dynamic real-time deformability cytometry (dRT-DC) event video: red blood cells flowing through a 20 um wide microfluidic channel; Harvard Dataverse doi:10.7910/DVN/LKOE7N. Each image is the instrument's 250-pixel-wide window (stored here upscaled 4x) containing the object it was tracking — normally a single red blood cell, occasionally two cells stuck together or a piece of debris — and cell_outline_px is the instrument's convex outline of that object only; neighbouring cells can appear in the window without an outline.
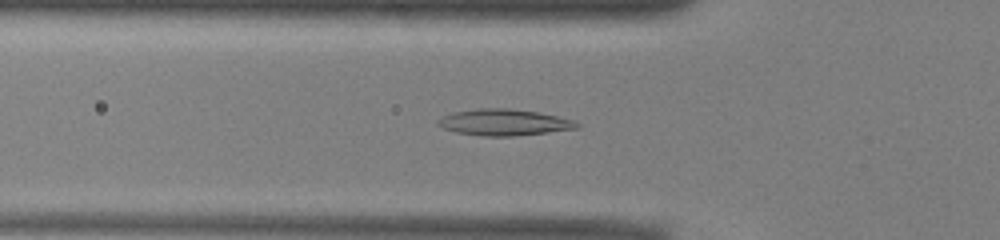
{"species": "common noctule bat (a hibernating species)", "species_latin": "Nyctalus noctula", "temperature_condition": "warm", "stored_images_in_passage": 39, "camera_frame_rate_fps": 3000, "um_per_image_px": 0.085, "animal": {"sex": "male", "body_mass_g": 13.0, "forearm_length_mm": 53.1}, "frame": {"image": 1, "passage_image": 5, "time_ms": 1.333, "image_size_px": [1000, 240], "cell_outline_px": [[580, 128], [548, 132], [512, 136], [484, 136], [456, 132], [444, 128], [436, 124], [436, 120], [452, 112], [480, 108], [508, 108], [540, 112], [572, 120], [580, 124]], "centroid_in_image_um": [42.83, 10.39], "position_along_channel_um": 83.0, "area_um2": 21.27}}
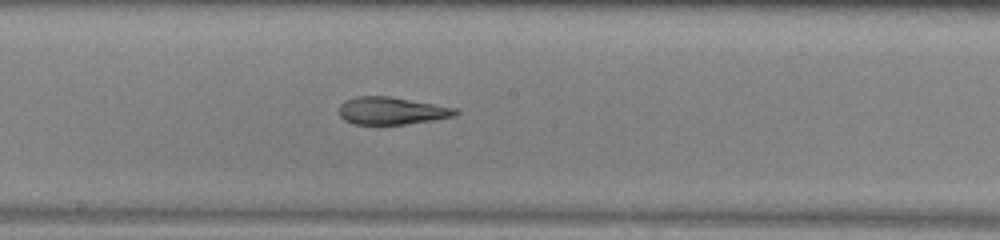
{"frame": {"image": 2, "passage_image": 15, "time_ms": 4.667, "image_size_px": [1000, 240], "cell_outline_px": [[460, 112], [456, 116], [432, 120], [404, 124], [352, 124], [344, 120], [340, 116], [340, 104], [344, 100], [356, 96], [392, 96], [456, 108]], "centroid_in_image_um": [33.29, 9.41], "position_along_channel_um": 214.9, "area_um2": 18.73}}
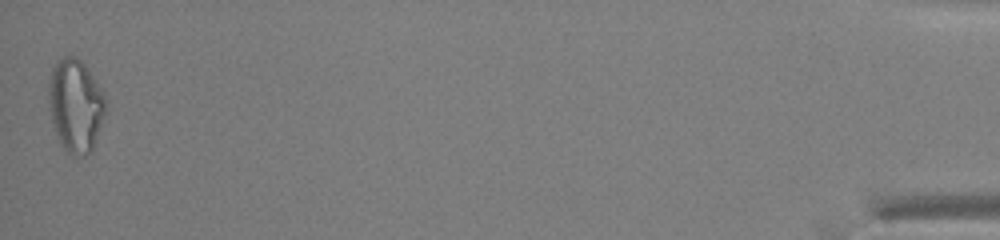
{"frame": {"image": 3, "passage_image": 39, "time_ms": 12.667, "image_size_px": [1000, 240], "cell_outline_px": [[108, 104], [92, 152], [84, 156], [76, 156], [68, 152], [60, 144], [52, 124], [48, 100], [48, 84], [52, 68], [56, 60], [68, 52], [76, 56], [84, 64], [100, 88]], "centroid_in_image_um": [6.4, 8.94], "position_along_channel_um": 428.8, "area_um2": 31.33}, "authors_computed_cell_mechanics": {"area_um2": 20.1144, "velocity_mm_per_s": 3.9455, "shape_relaxation_time_tau1_ms": null, "shape_relaxation_time_tau2_ms": 3.1624, "deformation_change_tau1": null, "deformation_change_tau2": 0.1324}}